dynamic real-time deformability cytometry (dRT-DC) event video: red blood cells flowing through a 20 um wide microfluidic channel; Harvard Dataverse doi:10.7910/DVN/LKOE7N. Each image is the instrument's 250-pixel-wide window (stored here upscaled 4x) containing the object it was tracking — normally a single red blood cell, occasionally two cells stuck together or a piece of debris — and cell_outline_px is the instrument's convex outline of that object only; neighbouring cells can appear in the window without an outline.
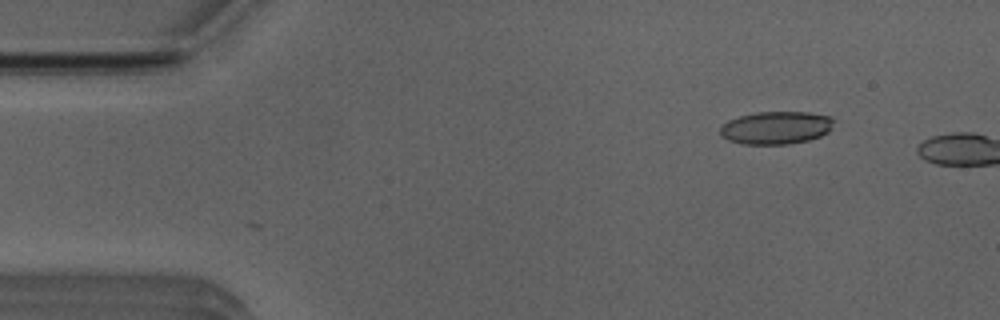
{"species": "Egyptian fruit bat (a non-hibernating species)", "species_latin": "Rousettus aegyptiacus", "temperature_condition": "room temperature", "stored_images_in_passage": 2, "camera_frame_rate_fps": 3000, "um_per_image_px": 0.085, "animal": {"sex": "male"}, "frame": {"image": 1, "passage_image": 2, "time_ms": 0.333, "image_size_px": [1000, 320], "cell_outline_px": [[836, 120], [832, 128], [828, 132], [820, 136], [808, 140], [788, 144], [740, 144], [728, 140], [720, 136], [720, 128], [728, 120], [740, 116], [756, 112], [808, 112], [832, 116]], "centroid_in_image_um": [65.99, 10.85], "position_along_channel_um": 19.0, "area_um2": 21.96}}